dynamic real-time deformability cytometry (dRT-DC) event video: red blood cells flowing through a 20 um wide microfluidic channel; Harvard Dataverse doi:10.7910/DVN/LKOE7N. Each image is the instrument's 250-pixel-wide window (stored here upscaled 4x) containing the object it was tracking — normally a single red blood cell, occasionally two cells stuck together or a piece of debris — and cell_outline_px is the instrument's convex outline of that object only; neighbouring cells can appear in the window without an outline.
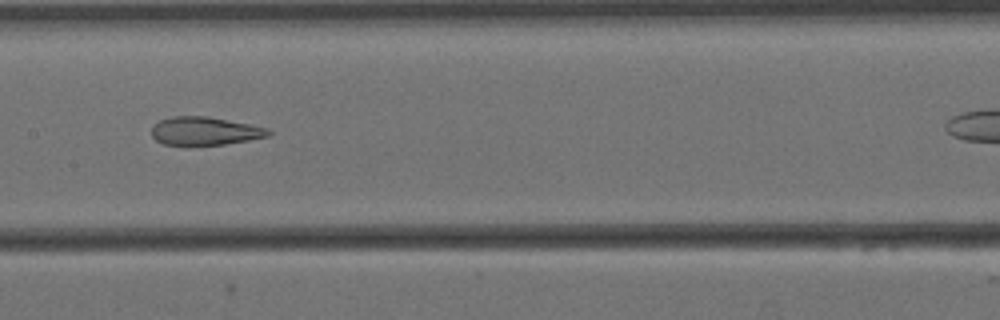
{"species": "Egyptian fruit bat (a non-hibernating species)", "species_latin": "Rousettus aegyptiacus", "temperature_condition": "cold", "stored_images_in_passage": 8, "camera_frame_rate_fps": 3000, "um_per_image_px": 0.085, "animal": {"sex": "female"}, "frame": {"image": 1, "passage_image": 6, "time_ms": 1.667, "image_size_px": [1000, 320], "cell_outline_px": [[272, 132], [268, 136], [248, 140], [224, 144], [192, 148], [184, 148], [164, 144], [156, 140], [152, 136], [152, 124], [160, 120], [172, 116], [208, 116], [268, 128]], "centroid_in_image_um": [17.34, 11.18], "position_along_channel_um": 190.1, "area_um2": 19.94}}